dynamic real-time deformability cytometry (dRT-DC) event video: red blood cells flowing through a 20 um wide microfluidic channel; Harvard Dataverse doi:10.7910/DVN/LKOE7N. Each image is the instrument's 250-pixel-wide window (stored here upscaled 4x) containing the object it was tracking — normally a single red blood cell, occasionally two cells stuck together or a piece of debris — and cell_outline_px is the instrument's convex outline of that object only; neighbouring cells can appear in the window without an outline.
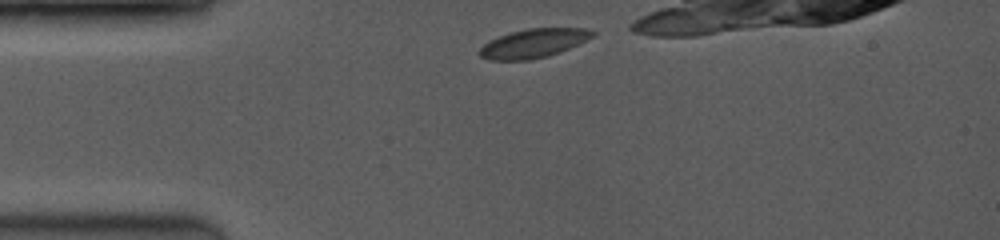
{"species": "common noctule bat (a hibernating species)", "species_latin": "Nyctalus noctula", "temperature_condition": "room temperature", "stored_images_in_passage": 7, "camera_frame_rate_fps": 3500, "um_per_image_px": 0.085, "animal": {"sex": "female", "body_mass_g": 19.0, "forearm_length_mm": 53.3}, "frame": {"image": 1, "passage_image": 1, "time_ms": 0.0, "image_size_px": [1000, 240], "cell_outline_px": [[596, 32], [592, 36], [568, 48], [548, 56], [528, 60], [488, 60], [480, 56], [480, 48], [484, 44], [500, 36], [512, 32], [528, 28], [588, 28]], "centroid_in_image_um": [45.33, 3.68], "position_along_channel_um": 39.7, "area_um2": 18.61}}
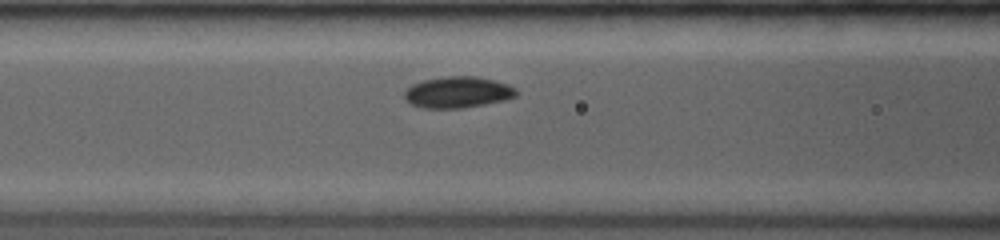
{"frame": {"image": 2, "passage_image": 6, "time_ms": 2.857, "image_size_px": [1000, 240], "cell_outline_px": [[516, 96], [504, 100], [484, 104], [460, 108], [424, 108], [412, 104], [404, 96], [404, 92], [412, 84], [424, 80], [448, 76], [476, 76], [496, 80], [508, 84], [516, 88]], "centroid_in_image_um": [38.93, 7.83], "position_along_channel_um": 127.7, "area_um2": 20.23}}